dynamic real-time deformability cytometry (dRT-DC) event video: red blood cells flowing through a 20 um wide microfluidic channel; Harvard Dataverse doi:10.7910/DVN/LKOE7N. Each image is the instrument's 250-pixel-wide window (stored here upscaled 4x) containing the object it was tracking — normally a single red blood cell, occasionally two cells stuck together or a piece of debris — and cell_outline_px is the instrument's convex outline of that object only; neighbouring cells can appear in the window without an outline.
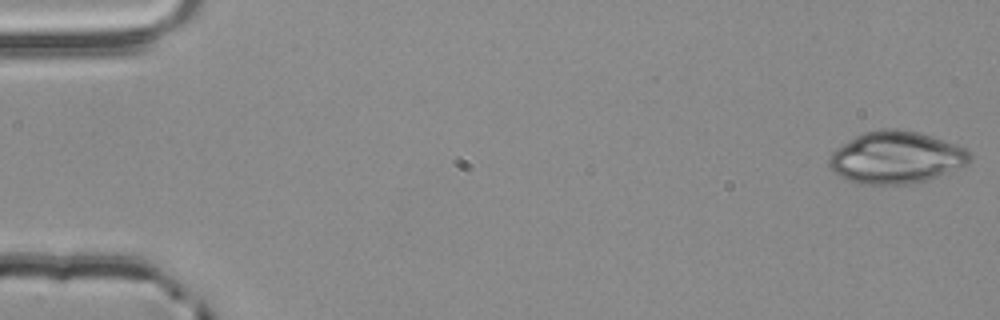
{"species": "common noctule bat (a hibernating species)", "species_latin": "Nyctalus noctula", "temperature_condition": "room temperature", "stored_images_in_passage": 4, "camera_frame_rate_fps": 3000, "um_per_image_px": 0.085, "animal": {"sex": "male", "body_mass_g": 20.4}, "frame": {"image": 1, "passage_image": 1, "time_ms": 0.0, "image_size_px": [1000, 320], "cell_outline_px": [[972, 160], [964, 172], [928, 180], [904, 184], [864, 184], [848, 180], [840, 176], [828, 164], [828, 160], [832, 152], [836, 148], [856, 136], [864, 132], [880, 128], [896, 128], [916, 132], [932, 136], [956, 144], [964, 148], [972, 156]], "centroid_in_image_um": [76.29, 13.4], "position_along_channel_um": 8.7, "area_um2": 43.47}}